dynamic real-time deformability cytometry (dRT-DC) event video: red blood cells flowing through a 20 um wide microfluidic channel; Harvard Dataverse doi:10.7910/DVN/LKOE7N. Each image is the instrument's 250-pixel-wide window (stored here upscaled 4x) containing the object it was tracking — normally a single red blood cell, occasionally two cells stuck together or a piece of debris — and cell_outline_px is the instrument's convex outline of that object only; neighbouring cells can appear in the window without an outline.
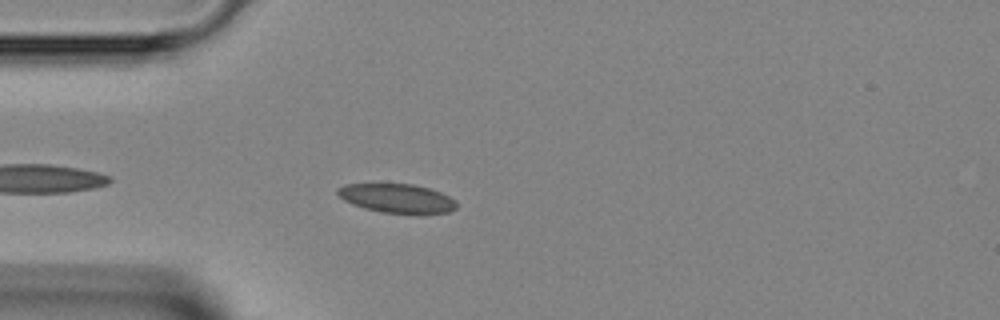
{"species": "Egyptian fruit bat (a non-hibernating species)", "species_latin": "Rousettus aegyptiacus", "temperature_condition": "room temperature", "stored_images_in_passage": 37, "camera_frame_rate_fps": 3000, "um_per_image_px": 0.085, "animal": {"sex": "female"}, "frame": {"image": 1, "passage_image": 4, "time_ms": 1.0, "image_size_px": [1000, 320], "cell_outline_px": [[456, 208], [448, 212], [424, 216], [416, 216], [380, 212], [364, 208], [352, 204], [344, 200], [336, 192], [336, 188], [344, 184], [412, 184], [428, 188], [440, 192], [456, 200]], "centroid_in_image_um": [33.78, 16.9], "position_along_channel_um": 51.2, "area_um2": 20.75}}
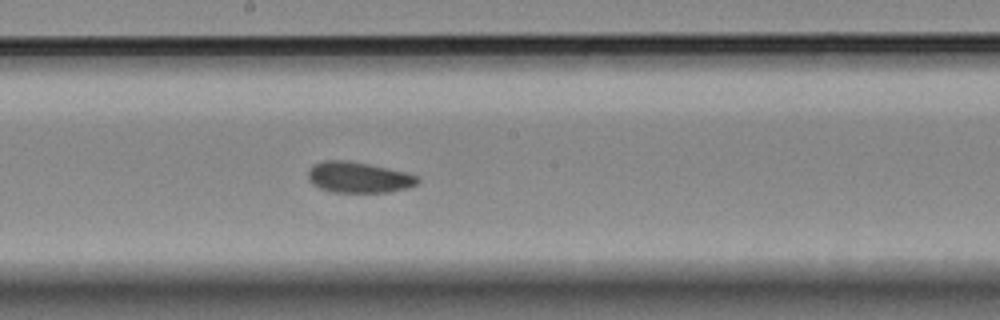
{"frame": {"image": 2, "passage_image": 16, "time_ms": 5.0, "image_size_px": [1000, 320], "cell_outline_px": [[420, 180], [416, 184], [408, 188], [388, 192], [332, 192], [320, 188], [312, 184], [308, 180], [308, 172], [312, 164], [324, 160], [348, 160], [388, 168], [404, 172], [416, 176]], "centroid_in_image_um": [30.43, 15.07], "position_along_channel_um": 217.8, "area_um2": 19.71}}
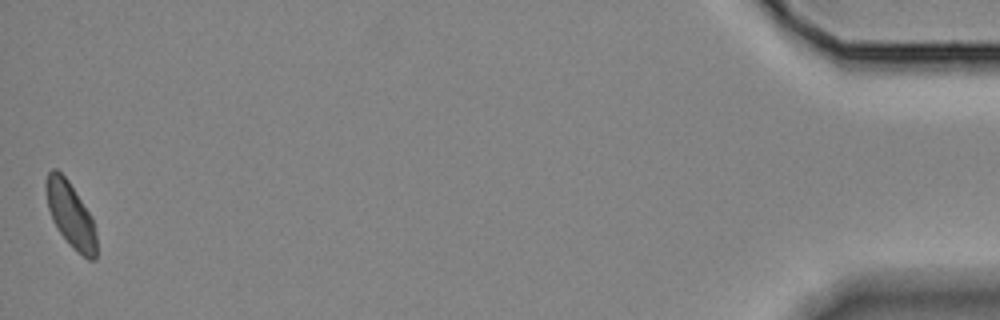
{"frame": {"image": 3, "passage_image": 37, "time_ms": 12.0, "image_size_px": [1000, 320], "cell_outline_px": [[96, 260], [88, 260], [76, 252], [72, 248], [60, 232], [52, 220], [48, 208], [44, 188], [44, 184], [48, 172], [52, 168], [56, 168], [68, 180], [92, 216], [96, 232]], "centroid_in_image_um": [5.99, 18.26], "position_along_channel_um": 429.2, "area_um2": 19.42}}